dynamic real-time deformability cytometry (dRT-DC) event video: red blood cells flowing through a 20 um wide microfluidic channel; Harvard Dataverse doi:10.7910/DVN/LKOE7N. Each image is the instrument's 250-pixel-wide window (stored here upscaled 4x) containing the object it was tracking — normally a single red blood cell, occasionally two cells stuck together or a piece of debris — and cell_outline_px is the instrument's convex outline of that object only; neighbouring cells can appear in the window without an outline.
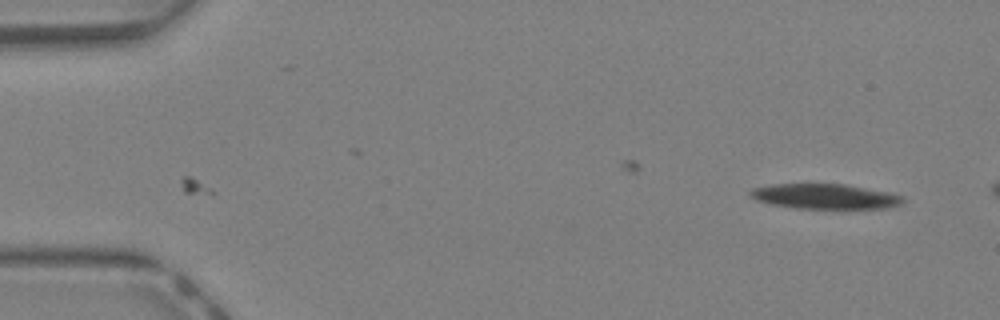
{"species": "Egyptian fruit bat (a non-hibernating species)", "species_latin": "Rousettus aegyptiacus", "temperature_condition": "warm", "stored_images_in_passage": 10, "camera_frame_rate_fps": 3000, "um_per_image_px": 0.085, "animal": {"sex": "female"}, "frame": {"image": 1, "passage_image": 1, "time_ms": 0.0, "image_size_px": [1000, 320], "cell_outline_px": [[904, 200], [900, 204], [884, 208], [796, 208], [772, 204], [756, 200], [748, 192], [752, 188], [772, 184], [844, 184], [892, 192], [904, 196]], "centroid_in_image_um": [70.14, 16.68], "position_along_channel_um": 14.9, "area_um2": 22.2}}